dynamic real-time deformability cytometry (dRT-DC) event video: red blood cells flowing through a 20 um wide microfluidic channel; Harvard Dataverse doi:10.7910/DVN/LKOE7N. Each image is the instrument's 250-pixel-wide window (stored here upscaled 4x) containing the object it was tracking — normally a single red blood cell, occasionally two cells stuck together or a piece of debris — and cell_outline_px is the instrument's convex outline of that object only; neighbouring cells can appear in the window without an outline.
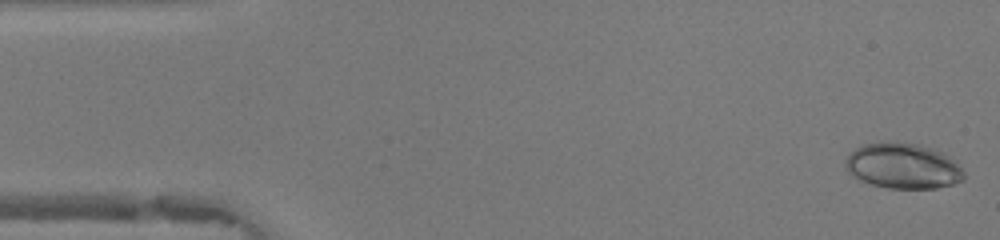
{"species": "human", "species_latin": "Homo sapiens", "temperature_condition": "warm", "stored_images_in_passage": 48, "camera_frame_rate_fps": 3000, "um_per_image_px": 0.085, "donor": {"sex": "female"}, "frame": {"image": 1, "passage_image": 1, "time_ms": 0.0, "image_size_px": [1000, 240], "cell_outline_px": [[964, 180], [952, 184], [936, 188], [888, 188], [872, 184], [860, 180], [852, 176], [844, 168], [844, 160], [856, 148], [864, 144], [880, 140], [896, 140], [920, 144], [944, 152], [956, 160], [964, 172]], "centroid_in_image_um": [76.75, 14.07], "position_along_channel_um": 8.3, "area_um2": 32.19}}
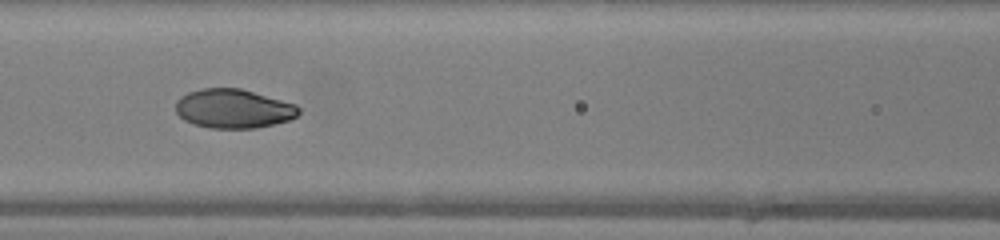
{"frame": {"image": 2, "passage_image": 20, "time_ms": 6.333, "image_size_px": [1000, 240], "cell_outline_px": [[300, 112], [296, 116], [288, 120], [256, 128], [208, 128], [192, 124], [184, 120], [176, 112], [176, 100], [180, 96], [188, 92], [204, 88], [240, 88], [296, 104], [300, 108]], "centroid_in_image_um": [19.82, 9.23], "position_along_channel_um": 146.8, "area_um2": 28.03}}
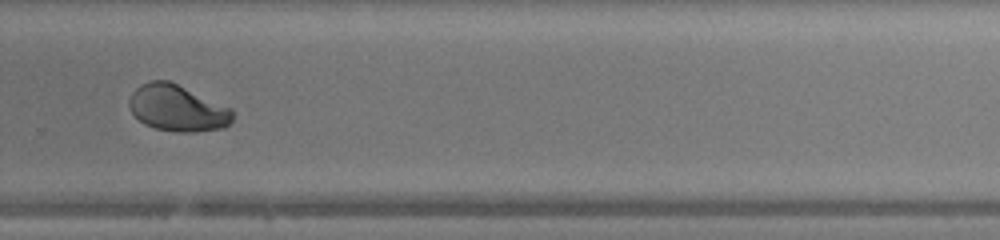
{"frame": {"image": 3, "passage_image": 32, "time_ms": 10.333, "image_size_px": [1000, 240], "cell_outline_px": [[232, 120], [224, 128], [196, 132], [176, 132], [156, 128], [144, 124], [128, 108], [128, 100], [132, 92], [140, 84], [152, 80], [168, 80], [232, 108]], "centroid_in_image_um": [15.06, 9.19], "position_along_channel_um": 314.7, "area_um2": 27.98}, "authors_computed_cell_mechanics": {"area_um2": 29.2468, "velocity_mm_per_s": 4.2087, "shape_relaxation_time_tau1_ms": 4.726, "shape_relaxation_time_tau2_ms": 0.8648, "deformation_change_tau1": 0.1809, "deformation_change_tau2": 0.0391}}